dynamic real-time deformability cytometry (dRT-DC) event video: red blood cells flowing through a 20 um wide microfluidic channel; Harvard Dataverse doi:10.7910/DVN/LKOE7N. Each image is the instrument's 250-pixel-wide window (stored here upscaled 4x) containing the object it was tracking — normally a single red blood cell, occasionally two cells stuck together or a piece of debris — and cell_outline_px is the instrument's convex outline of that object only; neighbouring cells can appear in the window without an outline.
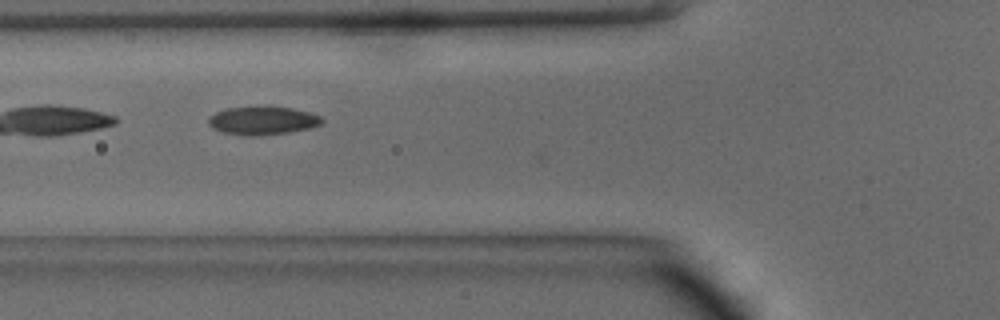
{"species": "common noctule bat (a hibernating species)", "species_latin": "Nyctalus noctula", "temperature_condition": "warm", "stored_images_in_passage": 7, "camera_frame_rate_fps": 3000, "um_per_image_px": 0.085, "animal": {"sex": "male", "body_mass_g": 15.6}, "frame": {"image": 1, "passage_image": 6, "time_ms": 1.667, "image_size_px": [1000, 320], "cell_outline_px": [[324, 120], [320, 124], [308, 128], [288, 132], [256, 136], [244, 136], [224, 132], [212, 128], [208, 124], [208, 120], [216, 112], [228, 108], [264, 104], [292, 108], [308, 112], [320, 116]], "centroid_in_image_um": [22.31, 10.22], "position_along_channel_um": 103.5, "area_um2": 19.02}}